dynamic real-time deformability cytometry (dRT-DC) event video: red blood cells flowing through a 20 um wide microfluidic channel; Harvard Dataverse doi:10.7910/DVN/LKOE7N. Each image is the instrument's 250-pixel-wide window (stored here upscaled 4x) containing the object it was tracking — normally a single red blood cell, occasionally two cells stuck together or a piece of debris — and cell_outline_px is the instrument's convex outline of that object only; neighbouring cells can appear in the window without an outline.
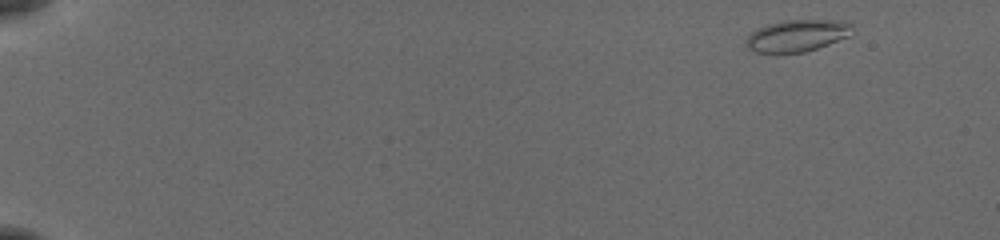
{"species": "common noctule bat (a hibernating species)", "species_latin": "Nyctalus noctula", "temperature_condition": "cold", "stored_images_in_passage": 52, "camera_frame_rate_fps": 3000, "um_per_image_px": 0.085, "animal": {"sex": "female", "body_mass_g": 19.5, "forearm_length_mm": 54.1}, "frame": {"image": 1, "passage_image": 2, "time_ms": 0.333, "image_size_px": [1000, 240], "cell_outline_px": [[852, 36], [804, 52], [776, 56], [756, 52], [748, 48], [744, 44], [748, 36], [756, 28], [768, 24], [784, 20], [844, 20], [852, 24]], "centroid_in_image_um": [67.73, 3.06], "position_along_channel_um": 17.3, "area_um2": 20.46}}
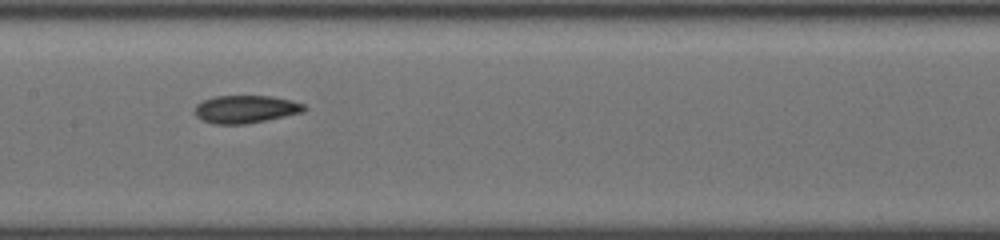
{"frame": {"image": 2, "passage_image": 27, "time_ms": 8.667, "image_size_px": [1000, 240], "cell_outline_px": [[308, 108], [304, 112], [244, 124], [216, 124], [200, 120], [196, 116], [196, 104], [204, 100], [216, 96], [272, 96], [292, 100], [304, 104]], "centroid_in_image_um": [20.9, 9.27], "position_along_channel_um": 186.5, "area_um2": 17.63}}
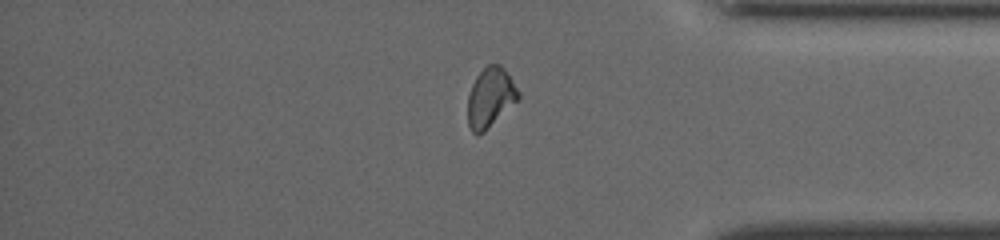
{"frame": {"image": 3, "passage_image": 44, "time_ms": 14.333, "image_size_px": [1000, 240], "cell_outline_px": [[520, 96], [484, 132], [476, 136], [472, 132], [468, 124], [468, 96], [472, 84], [476, 76], [488, 64], [500, 64], [504, 68], [520, 92]], "centroid_in_image_um": [41.65, 8.28], "position_along_channel_um": 393.5, "area_um2": 17.28}, "authors_computed_cell_mechanics": {"area_um2": 17.8024, "velocity_mm_per_s": 3.8623, "shape_relaxation_time_tau1_ms": 9.8738, "shape_relaxation_time_tau2_ms": 2.7939, "deformation_change_tau1": 0.1753, "deformation_change_tau2": 0.0869}}